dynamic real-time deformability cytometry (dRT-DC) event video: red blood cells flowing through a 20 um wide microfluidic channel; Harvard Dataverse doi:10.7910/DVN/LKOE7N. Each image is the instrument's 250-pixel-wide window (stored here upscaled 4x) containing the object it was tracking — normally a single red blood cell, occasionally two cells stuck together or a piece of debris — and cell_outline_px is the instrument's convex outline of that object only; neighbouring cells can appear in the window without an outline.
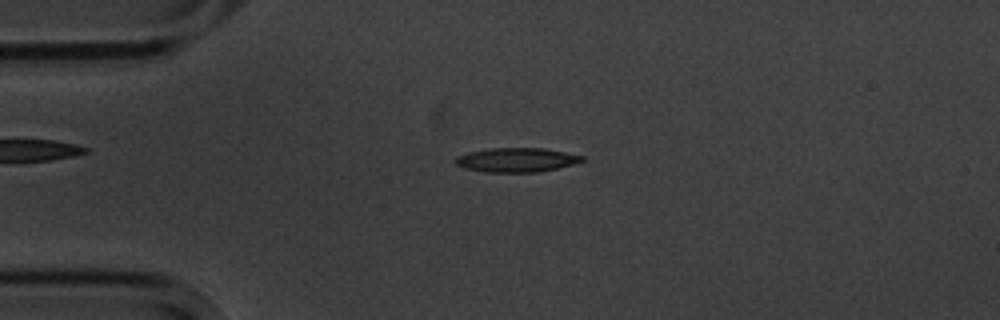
{"species": "common noctule bat (a hibernating species)", "species_latin": "Nyctalus noctula", "temperature_condition": "cold", "stored_images_in_passage": 4, "camera_frame_rate_fps": 3000, "um_per_image_px": 0.085, "animal": {"sex": "male", "body_mass_g": 20.1, "forearm_length_mm": 53.5}, "frame": {"image": 1, "passage_image": 1, "time_ms": 0.0, "image_size_px": [1000, 320], "cell_outline_px": [[584, 160], [572, 164], [540, 172], [484, 172], [464, 168], [456, 164], [456, 156], [468, 152], [492, 148], [544, 148], [584, 156]], "centroid_in_image_um": [43.88, 13.59], "position_along_channel_um": 41.1, "area_um2": 17.74}}
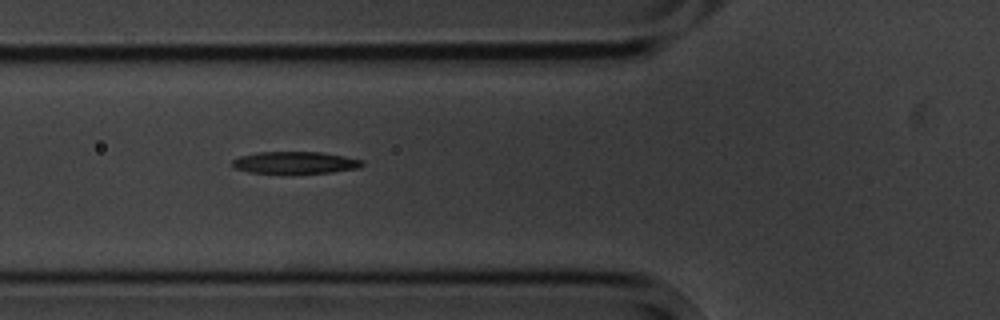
{"frame": {"image": 2, "passage_image": 3, "time_ms": 2.333, "image_size_px": [1000, 320], "cell_outline_px": [[364, 164], [360, 168], [332, 172], [248, 172], [236, 168], [232, 164], [232, 160], [240, 156], [256, 152], [320, 152], [344, 156], [364, 160]], "centroid_in_image_um": [25.12, 13.8], "position_along_channel_um": 100.7, "area_um2": 16.36}}
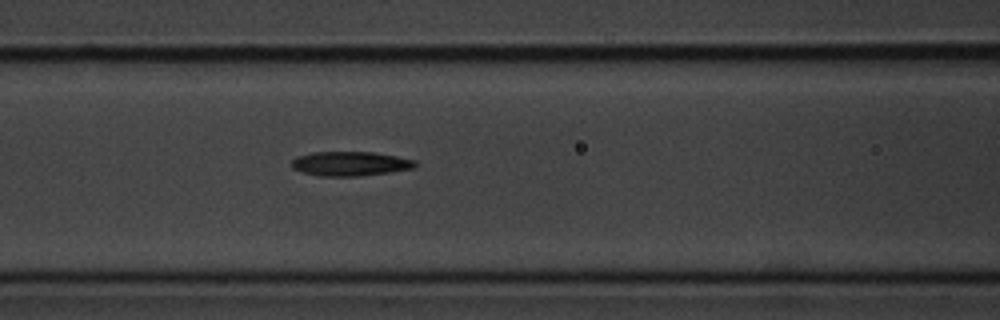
{"frame": {"image": 3, "passage_image": 4, "time_ms": 3.333, "image_size_px": [1000, 320], "cell_outline_px": [[416, 164], [412, 168], [388, 172], [360, 176], [320, 176], [304, 172], [292, 168], [292, 160], [296, 156], [312, 152], [372, 152], [396, 156], [416, 160]], "centroid_in_image_um": [29.74, 13.9], "position_along_channel_um": 136.9, "area_um2": 17.4}}